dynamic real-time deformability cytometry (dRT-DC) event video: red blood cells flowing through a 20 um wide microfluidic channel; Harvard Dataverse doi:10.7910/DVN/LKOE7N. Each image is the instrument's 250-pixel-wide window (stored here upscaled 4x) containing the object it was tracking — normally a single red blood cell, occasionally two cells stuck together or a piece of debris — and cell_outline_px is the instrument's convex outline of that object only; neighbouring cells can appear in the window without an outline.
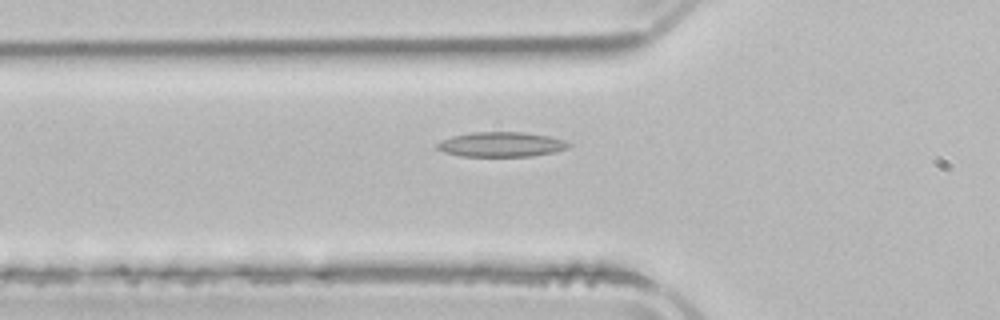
{"species": "common noctule bat (a hibernating species)", "species_latin": "Nyctalus noctula", "temperature_condition": "room temperature", "stored_images_in_passage": 6, "camera_frame_rate_fps": 3000, "um_per_image_px": 0.085, "animal": {"sex": "male", "body_mass_g": 21.5, "forearm_length_mm": 52.0}, "frame": {"image": 1, "passage_image": 6, "time_ms": 7.667, "image_size_px": [1000, 320], "cell_outline_px": [[572, 144], [568, 148], [556, 152], [532, 156], [460, 156], [444, 152], [436, 148], [436, 144], [440, 140], [452, 136], [472, 132], [524, 132], [548, 136], [564, 140]], "centroid_in_image_um": [42.6, 12.27], "position_along_channel_um": 83.2, "area_um2": 19.13}}